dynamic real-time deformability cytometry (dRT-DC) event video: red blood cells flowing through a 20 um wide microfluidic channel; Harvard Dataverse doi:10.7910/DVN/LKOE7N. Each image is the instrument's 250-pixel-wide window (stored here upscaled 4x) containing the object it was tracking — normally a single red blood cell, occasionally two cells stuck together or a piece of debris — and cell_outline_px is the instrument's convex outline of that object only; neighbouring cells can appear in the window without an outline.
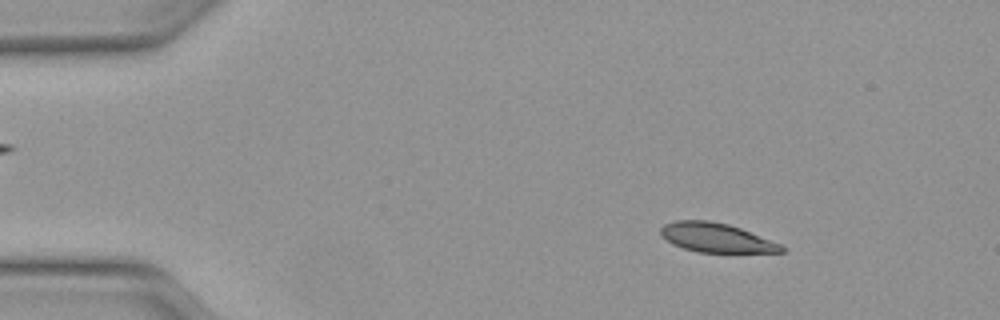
{"species": "Egyptian fruit bat (a non-hibernating species)", "species_latin": "Rousettus aegyptiacus", "temperature_condition": "warm", "stored_images_in_passage": 49, "camera_frame_rate_fps": 3000, "um_per_image_px": 0.085, "animal": {"sex": "female"}, "frame": {"image": 1, "passage_image": 7, "time_ms": 2.0, "image_size_px": [1000, 320], "cell_outline_px": [[784, 252], [696, 252], [672, 244], [660, 236], [660, 228], [664, 224], [676, 220], [708, 220], [728, 224], [740, 228], [780, 244], [784, 248]], "centroid_in_image_um": [60.81, 20.2], "position_along_channel_um": 24.2, "area_um2": 20.4}}
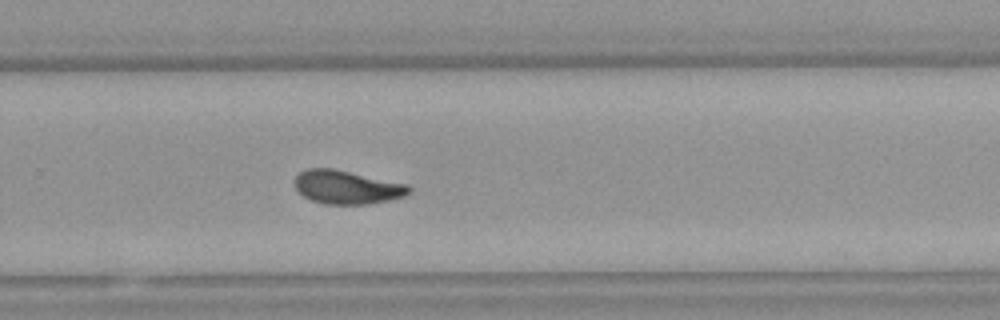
{"frame": {"image": 2, "passage_image": 33, "time_ms": 10.667, "image_size_px": [1000, 320], "cell_outline_px": [[412, 188], [404, 196], [388, 200], [368, 204], [324, 204], [312, 200], [304, 196], [296, 188], [292, 180], [304, 168], [332, 168], [408, 184]], "centroid_in_image_um": [29.45, 15.9], "position_along_channel_um": 300.3, "area_um2": 22.31}}
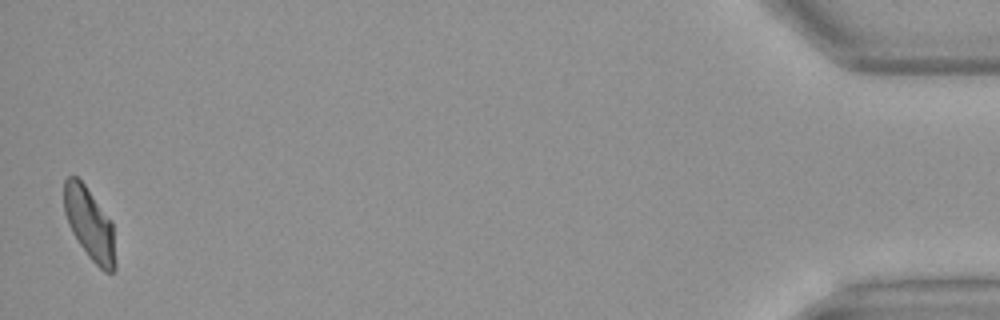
{"frame": {"image": 3, "passage_image": 49, "time_ms": 16.0, "image_size_px": [1000, 320], "cell_outline_px": [[116, 268], [112, 272], [104, 272], [88, 256], [72, 232], [68, 224], [64, 212], [64, 180], [68, 176], [76, 176], [84, 184], [112, 220], [116, 264]], "centroid_in_image_um": [7.62, 19.03], "position_along_channel_um": 427.6, "area_um2": 21.56}, "authors_computed_cell_mechanics": {"area_um2": 22.0796, "velocity_mm_per_s": 4.1098, "shape_relaxation_time_tau1_ms": 4.6735, "shape_relaxation_time_tau2_ms": 1.7973, "deformation_change_tau1": 0.1569, "deformation_change_tau2": 0.0775}}